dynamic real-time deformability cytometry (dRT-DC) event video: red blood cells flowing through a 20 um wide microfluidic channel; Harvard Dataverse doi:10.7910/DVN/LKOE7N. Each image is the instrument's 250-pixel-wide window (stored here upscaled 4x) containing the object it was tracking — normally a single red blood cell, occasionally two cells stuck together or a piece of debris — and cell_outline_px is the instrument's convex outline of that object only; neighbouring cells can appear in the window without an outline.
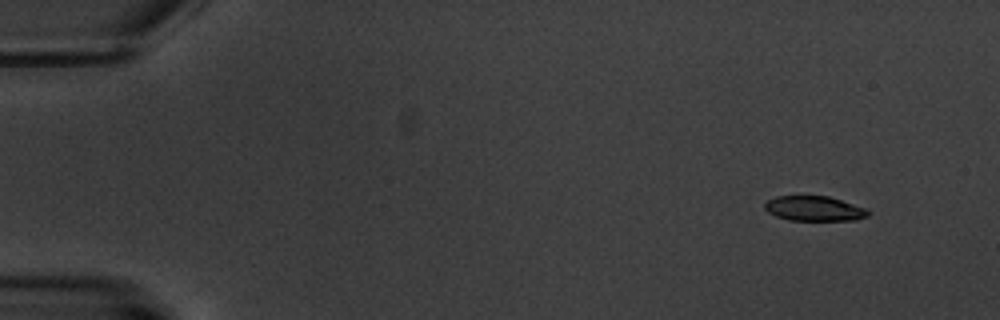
{"species": "common noctule bat (a hibernating species)", "species_latin": "Nyctalus noctula", "temperature_condition": "warm", "stored_images_in_passage": 6, "camera_frame_rate_fps": 3000, "um_per_image_px": 0.085, "animal": {"sex": "male", "body_mass_g": 20.1, "forearm_length_mm": 53.5}, "frame": {"image": 1, "passage_image": 1, "time_ms": 0.0, "image_size_px": [1000, 320], "cell_outline_px": [[872, 212], [868, 216], [856, 220], [788, 220], [776, 216], [768, 212], [764, 208], [764, 204], [768, 200], [776, 196], [828, 196], [868, 208]], "centroid_in_image_um": [69.25, 17.73], "position_along_channel_um": 15.7, "area_um2": 15.14}}
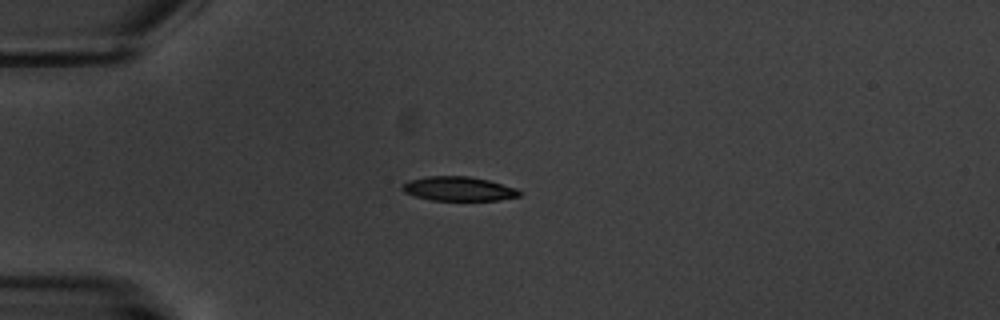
{"frame": {"image": 2, "passage_image": 4, "time_ms": 3.667, "image_size_px": [1000, 320], "cell_outline_px": [[524, 192], [520, 196], [500, 200], [432, 200], [416, 196], [404, 192], [400, 188], [408, 180], [428, 176], [468, 176], [488, 180], [516, 188]], "centroid_in_image_um": [39.01, 16.04], "position_along_channel_um": 46.0, "area_um2": 16.53}}